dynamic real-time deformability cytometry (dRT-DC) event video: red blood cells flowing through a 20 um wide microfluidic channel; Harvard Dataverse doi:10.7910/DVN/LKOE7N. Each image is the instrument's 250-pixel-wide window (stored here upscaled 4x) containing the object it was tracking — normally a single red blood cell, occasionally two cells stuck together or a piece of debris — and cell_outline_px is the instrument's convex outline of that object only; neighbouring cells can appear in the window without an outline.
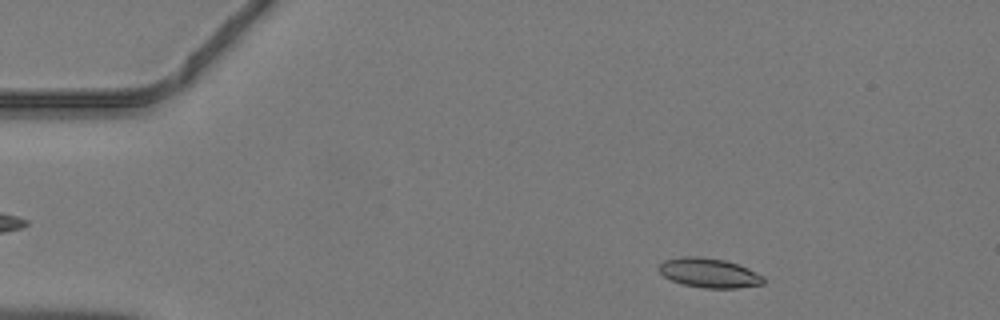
{"species": "common noctule bat (a hibernating species)", "species_latin": "Nyctalus noctula", "temperature_condition": "warm", "stored_images_in_passage": 44, "camera_frame_rate_fps": 3000, "um_per_image_px": 0.085, "animal": {"sex": "male", "body_mass_g": 19.2, "forearm_length_mm": 51.8}, "frame": {"image": 1, "passage_image": 5, "time_ms": 1.333, "image_size_px": [1000, 320], "cell_outline_px": [[764, 284], [736, 288], [704, 288], [680, 284], [664, 276], [660, 272], [660, 264], [664, 260], [680, 256], [700, 256], [724, 260], [748, 268], [764, 276]], "centroid_in_image_um": [60.27, 23.2], "position_along_channel_um": 24.7, "area_um2": 17.98}}
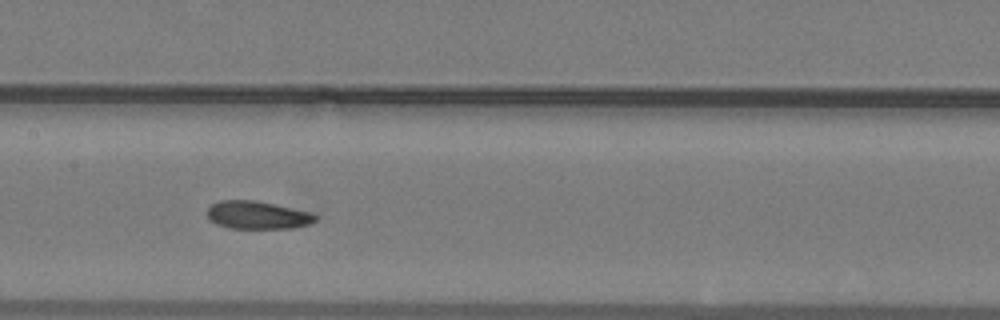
{"frame": {"image": 2, "passage_image": 21, "time_ms": 6.667, "image_size_px": [1000, 320], "cell_outline_px": [[316, 220], [308, 224], [292, 228], [228, 228], [216, 224], [208, 220], [208, 208], [212, 204], [220, 200], [252, 200], [312, 212], [316, 216]], "centroid_in_image_um": [21.85, 18.28], "position_along_channel_um": 185.6, "area_um2": 17.46}}
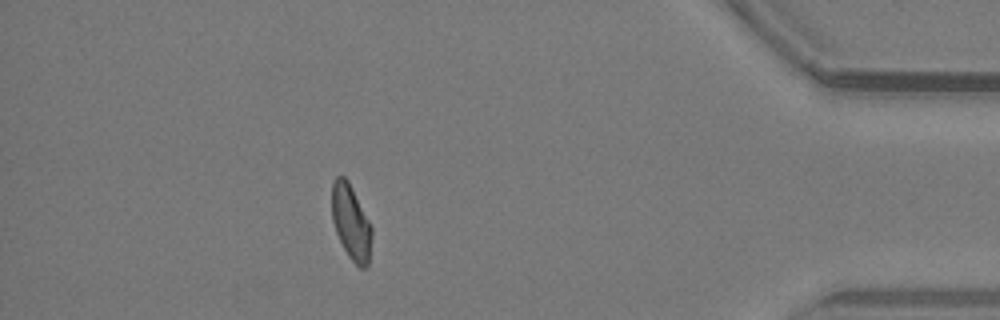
{"frame": {"image": 3, "passage_image": 39, "time_ms": 12.667, "image_size_px": [1000, 320], "cell_outline_px": [[372, 236], [368, 268], [360, 268], [348, 256], [336, 232], [332, 220], [332, 184], [336, 176], [344, 176], [348, 180], [372, 228]], "centroid_in_image_um": [29.84, 18.92], "position_along_channel_um": 405.4, "area_um2": 17.28}}